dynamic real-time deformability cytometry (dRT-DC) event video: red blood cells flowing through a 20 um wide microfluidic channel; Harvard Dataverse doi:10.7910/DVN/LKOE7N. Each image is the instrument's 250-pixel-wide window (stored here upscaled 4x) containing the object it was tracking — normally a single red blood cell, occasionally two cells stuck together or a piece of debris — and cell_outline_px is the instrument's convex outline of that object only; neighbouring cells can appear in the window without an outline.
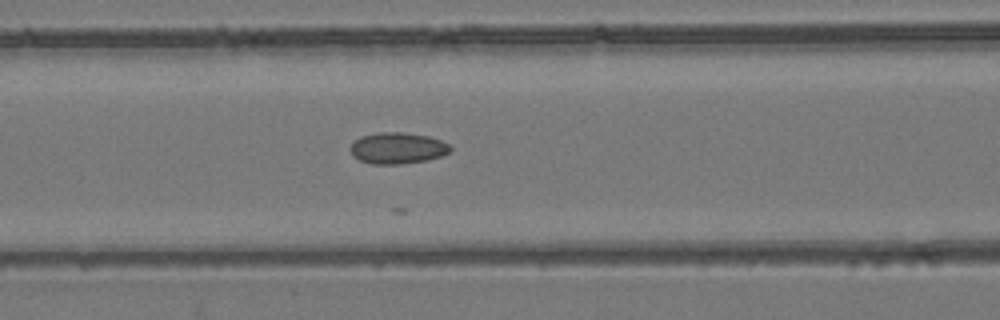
{"species": "common noctule bat (a hibernating species)", "species_latin": "Nyctalus noctula", "temperature_condition": "room temperature", "stored_images_in_passage": 16, "camera_frame_rate_fps": 3000, "um_per_image_px": 0.085, "animal": {"sex": "female", "body_mass_g": 24.6, "forearm_length_mm": 56.2}, "frame": {"image": 1, "passage_image": 7, "time_ms": 2.0, "image_size_px": [1000, 320], "cell_outline_px": [[452, 152], [428, 160], [400, 164], [372, 164], [360, 160], [352, 156], [348, 148], [360, 136], [380, 132], [404, 132], [428, 136], [440, 140], [448, 144], [452, 148]], "centroid_in_image_um": [33.78, 12.59], "position_along_channel_um": 132.8, "area_um2": 18.38}}
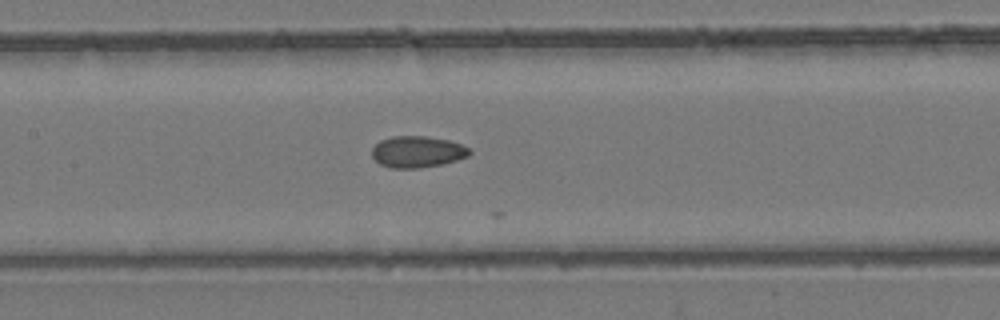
{"frame": {"image": 2, "passage_image": 10, "time_ms": 3.0, "image_size_px": [1000, 320], "cell_outline_px": [[472, 152], [468, 156], [456, 160], [440, 164], [416, 168], [392, 168], [380, 164], [372, 156], [372, 148], [380, 140], [392, 136], [424, 136], [448, 140], [460, 144], [468, 148]], "centroid_in_image_um": [35.45, 12.89], "position_along_channel_um": 171.9, "area_um2": 17.69}}
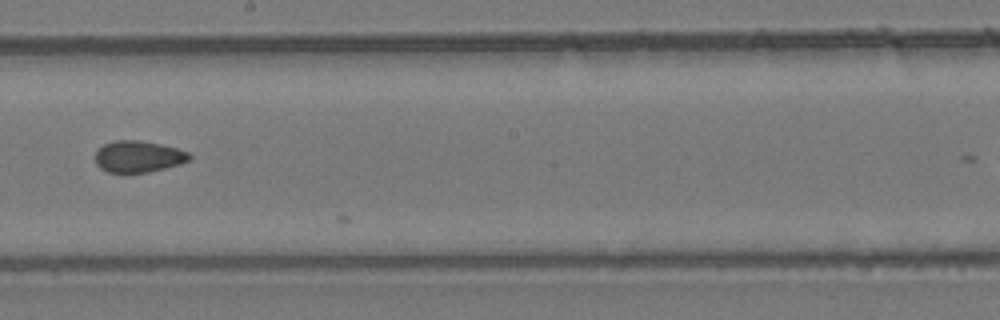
{"frame": {"image": 3, "passage_image": 15, "time_ms": 4.667, "image_size_px": [1000, 320], "cell_outline_px": [[192, 156], [188, 160], [180, 164], [148, 172], [108, 172], [100, 168], [96, 164], [96, 152], [104, 144], [116, 140], [140, 140], [160, 144], [176, 148], [188, 152]], "centroid_in_image_um": [11.76, 13.3], "position_along_channel_um": 236.4, "area_um2": 17.11}}